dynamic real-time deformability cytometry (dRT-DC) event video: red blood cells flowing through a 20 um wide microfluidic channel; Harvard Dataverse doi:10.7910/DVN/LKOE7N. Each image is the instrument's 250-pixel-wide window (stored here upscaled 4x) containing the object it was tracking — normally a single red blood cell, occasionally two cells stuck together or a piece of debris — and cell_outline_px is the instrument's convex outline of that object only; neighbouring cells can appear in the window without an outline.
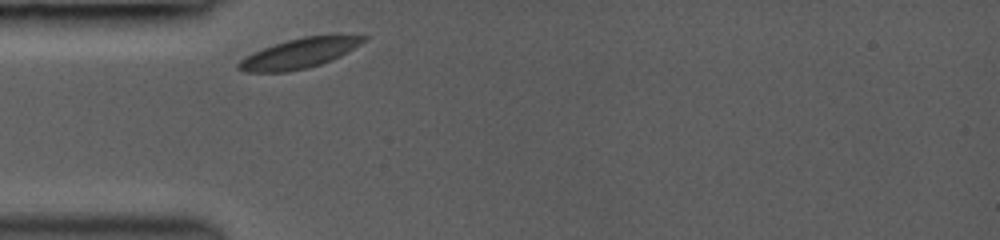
{"species": "common noctule bat (a hibernating species)", "species_latin": "Nyctalus noctula", "temperature_condition": "room temperature", "stored_images_in_passage": 2, "camera_frame_rate_fps": 3000, "um_per_image_px": 0.085, "animal": {"sex": "female", "body_mass_g": 19.0, "forearm_length_mm": 53.3}, "frame": {"image": 1, "passage_image": 1, "time_ms": 0.0, "image_size_px": [1000, 240], "cell_outline_px": [[372, 36], [368, 40], [340, 56], [332, 60], [308, 68], [288, 72], [244, 72], [236, 68], [236, 64], [244, 56], [252, 52], [288, 40], [304, 36]], "centroid_in_image_um": [25.41, 4.56], "position_along_channel_um": 59.6, "area_um2": 21.68}}